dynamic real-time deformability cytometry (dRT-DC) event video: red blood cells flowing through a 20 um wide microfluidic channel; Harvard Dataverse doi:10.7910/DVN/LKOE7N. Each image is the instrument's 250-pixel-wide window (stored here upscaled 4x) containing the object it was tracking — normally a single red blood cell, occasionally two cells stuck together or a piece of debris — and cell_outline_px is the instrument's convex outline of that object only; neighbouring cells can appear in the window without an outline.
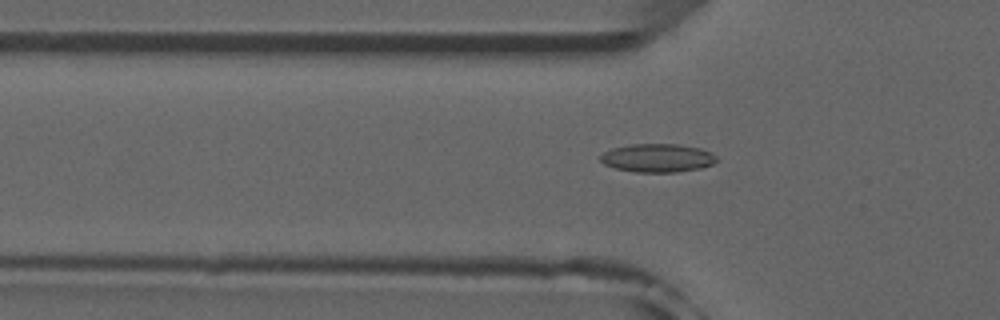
{"species": "common noctule bat (a hibernating species)", "species_latin": "Nyctalus noctula", "temperature_condition": "room temperature", "stored_images_in_passage": 50, "camera_frame_rate_fps": 3000, "um_per_image_px": 0.085, "animal": {"sex": "male", "forearm_length_mm": 52.5}, "frame": {"image": 1, "passage_image": 15, "time_ms": 4.667, "image_size_px": [1000, 320], "cell_outline_px": [[716, 160], [712, 164], [700, 168], [676, 172], [636, 172], [616, 168], [604, 164], [600, 160], [600, 156], [604, 152], [612, 148], [632, 144], [680, 144], [700, 148], [716, 156]], "centroid_in_image_um": [55.87, 13.42], "position_along_channel_um": 69.9, "area_um2": 19.07}}
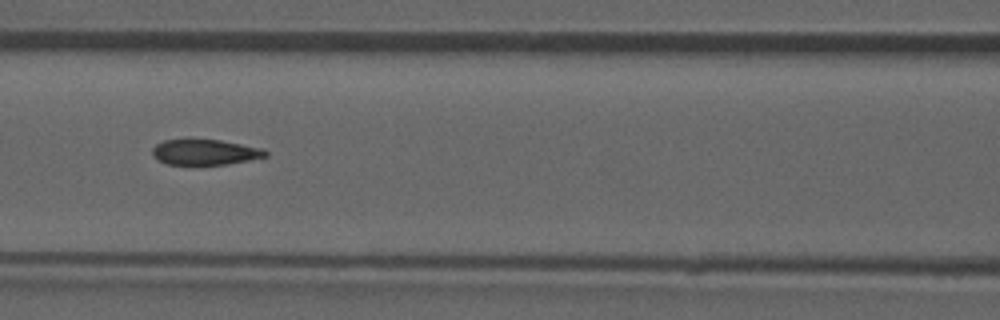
{"frame": {"image": 2, "passage_image": 21, "time_ms": 6.667, "image_size_px": [1000, 320], "cell_outline_px": [[268, 156], [228, 164], [168, 164], [152, 156], [152, 148], [156, 144], [164, 140], [220, 140], [264, 148], [268, 152]], "centroid_in_image_um": [17.45, 12.93], "position_along_channel_um": 149.1, "area_um2": 16.65}}
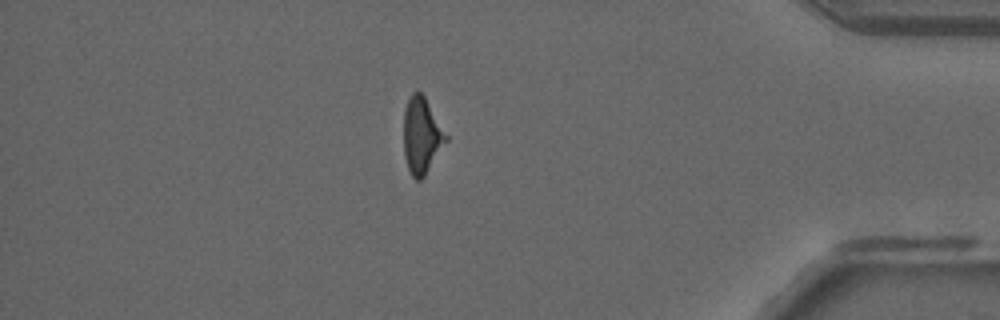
{"frame": {"image": 3, "passage_image": 43, "time_ms": 14.0, "image_size_px": [1000, 320], "cell_outline_px": [[448, 140], [424, 176], [420, 180], [416, 180], [412, 176], [408, 168], [404, 156], [404, 108], [412, 92], [420, 92], [424, 96], [448, 136]], "centroid_in_image_um": [35.84, 11.53], "position_along_channel_um": 399.4, "area_um2": 18.61}}